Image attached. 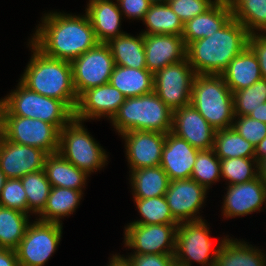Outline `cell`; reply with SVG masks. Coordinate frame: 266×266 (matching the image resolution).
<instances>
[{
    "mask_svg": "<svg viewBox=\"0 0 266 266\" xmlns=\"http://www.w3.org/2000/svg\"><path fill=\"white\" fill-rule=\"evenodd\" d=\"M0 206L15 209L28 214L26 192L21 179H7L0 192Z\"/></svg>",
    "mask_w": 266,
    "mask_h": 266,
    "instance_id": "ab89813d",
    "label": "cell"
},
{
    "mask_svg": "<svg viewBox=\"0 0 266 266\" xmlns=\"http://www.w3.org/2000/svg\"><path fill=\"white\" fill-rule=\"evenodd\" d=\"M0 266H19L16 250L0 248Z\"/></svg>",
    "mask_w": 266,
    "mask_h": 266,
    "instance_id": "bcb514c9",
    "label": "cell"
},
{
    "mask_svg": "<svg viewBox=\"0 0 266 266\" xmlns=\"http://www.w3.org/2000/svg\"><path fill=\"white\" fill-rule=\"evenodd\" d=\"M173 111L153 91L128 97L110 120L118 135L128 131L168 133L172 130Z\"/></svg>",
    "mask_w": 266,
    "mask_h": 266,
    "instance_id": "277c9868",
    "label": "cell"
},
{
    "mask_svg": "<svg viewBox=\"0 0 266 266\" xmlns=\"http://www.w3.org/2000/svg\"><path fill=\"white\" fill-rule=\"evenodd\" d=\"M221 177L227 185L249 182L258 177V161L255 158L220 159Z\"/></svg>",
    "mask_w": 266,
    "mask_h": 266,
    "instance_id": "8d00e7d4",
    "label": "cell"
},
{
    "mask_svg": "<svg viewBox=\"0 0 266 266\" xmlns=\"http://www.w3.org/2000/svg\"><path fill=\"white\" fill-rule=\"evenodd\" d=\"M248 116L252 119L266 123V102L259 104L258 108L254 109Z\"/></svg>",
    "mask_w": 266,
    "mask_h": 266,
    "instance_id": "7dc6e473",
    "label": "cell"
},
{
    "mask_svg": "<svg viewBox=\"0 0 266 266\" xmlns=\"http://www.w3.org/2000/svg\"><path fill=\"white\" fill-rule=\"evenodd\" d=\"M171 132L198 150L213 149L216 130L191 104L173 111Z\"/></svg>",
    "mask_w": 266,
    "mask_h": 266,
    "instance_id": "ac0fdd59",
    "label": "cell"
},
{
    "mask_svg": "<svg viewBox=\"0 0 266 266\" xmlns=\"http://www.w3.org/2000/svg\"><path fill=\"white\" fill-rule=\"evenodd\" d=\"M122 15L129 19L142 20L150 9L149 0H116Z\"/></svg>",
    "mask_w": 266,
    "mask_h": 266,
    "instance_id": "7bdbcfd3",
    "label": "cell"
},
{
    "mask_svg": "<svg viewBox=\"0 0 266 266\" xmlns=\"http://www.w3.org/2000/svg\"><path fill=\"white\" fill-rule=\"evenodd\" d=\"M20 179L26 192L28 214H40L46 206L52 188L45 171L28 173Z\"/></svg>",
    "mask_w": 266,
    "mask_h": 266,
    "instance_id": "e575fe53",
    "label": "cell"
},
{
    "mask_svg": "<svg viewBox=\"0 0 266 266\" xmlns=\"http://www.w3.org/2000/svg\"><path fill=\"white\" fill-rule=\"evenodd\" d=\"M7 180L5 174L0 170V192L5 184V181Z\"/></svg>",
    "mask_w": 266,
    "mask_h": 266,
    "instance_id": "816d5d0a",
    "label": "cell"
},
{
    "mask_svg": "<svg viewBox=\"0 0 266 266\" xmlns=\"http://www.w3.org/2000/svg\"><path fill=\"white\" fill-rule=\"evenodd\" d=\"M0 116L39 119L61 130L74 119V111L65 102L36 93L19 81L16 90L0 99Z\"/></svg>",
    "mask_w": 266,
    "mask_h": 266,
    "instance_id": "5b68a950",
    "label": "cell"
},
{
    "mask_svg": "<svg viewBox=\"0 0 266 266\" xmlns=\"http://www.w3.org/2000/svg\"><path fill=\"white\" fill-rule=\"evenodd\" d=\"M47 155L39 148L16 144L3 137L0 144V170L7 179H20L28 173L43 170Z\"/></svg>",
    "mask_w": 266,
    "mask_h": 266,
    "instance_id": "e0dca14e",
    "label": "cell"
},
{
    "mask_svg": "<svg viewBox=\"0 0 266 266\" xmlns=\"http://www.w3.org/2000/svg\"><path fill=\"white\" fill-rule=\"evenodd\" d=\"M129 172L134 199H148L166 194L171 180L160 165Z\"/></svg>",
    "mask_w": 266,
    "mask_h": 266,
    "instance_id": "83f0119b",
    "label": "cell"
},
{
    "mask_svg": "<svg viewBox=\"0 0 266 266\" xmlns=\"http://www.w3.org/2000/svg\"><path fill=\"white\" fill-rule=\"evenodd\" d=\"M207 190L193 179L170 181L164 195L173 217L180 222L203 220L197 214L205 203Z\"/></svg>",
    "mask_w": 266,
    "mask_h": 266,
    "instance_id": "5bb4252c",
    "label": "cell"
},
{
    "mask_svg": "<svg viewBox=\"0 0 266 266\" xmlns=\"http://www.w3.org/2000/svg\"><path fill=\"white\" fill-rule=\"evenodd\" d=\"M107 266H133L130 260L124 255L115 254L109 259V264Z\"/></svg>",
    "mask_w": 266,
    "mask_h": 266,
    "instance_id": "c3c4849f",
    "label": "cell"
},
{
    "mask_svg": "<svg viewBox=\"0 0 266 266\" xmlns=\"http://www.w3.org/2000/svg\"><path fill=\"white\" fill-rule=\"evenodd\" d=\"M73 85L77 96L84 91L109 83L115 67L107 43H97L93 48L71 61Z\"/></svg>",
    "mask_w": 266,
    "mask_h": 266,
    "instance_id": "8fae6325",
    "label": "cell"
},
{
    "mask_svg": "<svg viewBox=\"0 0 266 266\" xmlns=\"http://www.w3.org/2000/svg\"><path fill=\"white\" fill-rule=\"evenodd\" d=\"M107 45L111 50L115 65L147 69L142 33L135 37L128 33H123L111 39Z\"/></svg>",
    "mask_w": 266,
    "mask_h": 266,
    "instance_id": "f1b7e54d",
    "label": "cell"
},
{
    "mask_svg": "<svg viewBox=\"0 0 266 266\" xmlns=\"http://www.w3.org/2000/svg\"><path fill=\"white\" fill-rule=\"evenodd\" d=\"M33 54L20 82L36 93L65 102L73 111L78 96L73 85L71 62L51 58L28 42Z\"/></svg>",
    "mask_w": 266,
    "mask_h": 266,
    "instance_id": "3957f363",
    "label": "cell"
},
{
    "mask_svg": "<svg viewBox=\"0 0 266 266\" xmlns=\"http://www.w3.org/2000/svg\"><path fill=\"white\" fill-rule=\"evenodd\" d=\"M178 224H128L124 244L133 254H175Z\"/></svg>",
    "mask_w": 266,
    "mask_h": 266,
    "instance_id": "4fadbf2b",
    "label": "cell"
},
{
    "mask_svg": "<svg viewBox=\"0 0 266 266\" xmlns=\"http://www.w3.org/2000/svg\"><path fill=\"white\" fill-rule=\"evenodd\" d=\"M133 266H174V255L166 254H130L127 257Z\"/></svg>",
    "mask_w": 266,
    "mask_h": 266,
    "instance_id": "ee69618b",
    "label": "cell"
},
{
    "mask_svg": "<svg viewBox=\"0 0 266 266\" xmlns=\"http://www.w3.org/2000/svg\"><path fill=\"white\" fill-rule=\"evenodd\" d=\"M213 150L220 159L255 158V146L233 127L215 132Z\"/></svg>",
    "mask_w": 266,
    "mask_h": 266,
    "instance_id": "836d02e7",
    "label": "cell"
},
{
    "mask_svg": "<svg viewBox=\"0 0 266 266\" xmlns=\"http://www.w3.org/2000/svg\"><path fill=\"white\" fill-rule=\"evenodd\" d=\"M228 1L232 17L243 24L249 34H266V0Z\"/></svg>",
    "mask_w": 266,
    "mask_h": 266,
    "instance_id": "d6a6232c",
    "label": "cell"
},
{
    "mask_svg": "<svg viewBox=\"0 0 266 266\" xmlns=\"http://www.w3.org/2000/svg\"><path fill=\"white\" fill-rule=\"evenodd\" d=\"M82 194L84 193L74 189L52 187L46 206L38 215V220L63 224L61 219L75 212L83 198Z\"/></svg>",
    "mask_w": 266,
    "mask_h": 266,
    "instance_id": "f546056e",
    "label": "cell"
},
{
    "mask_svg": "<svg viewBox=\"0 0 266 266\" xmlns=\"http://www.w3.org/2000/svg\"><path fill=\"white\" fill-rule=\"evenodd\" d=\"M85 11L98 43H108L111 39L125 33L120 29L122 13L118 4L112 0H89Z\"/></svg>",
    "mask_w": 266,
    "mask_h": 266,
    "instance_id": "603a6c76",
    "label": "cell"
},
{
    "mask_svg": "<svg viewBox=\"0 0 266 266\" xmlns=\"http://www.w3.org/2000/svg\"><path fill=\"white\" fill-rule=\"evenodd\" d=\"M73 119L60 130L58 152L88 175L105 167L108 154L82 125Z\"/></svg>",
    "mask_w": 266,
    "mask_h": 266,
    "instance_id": "52a82bcc",
    "label": "cell"
},
{
    "mask_svg": "<svg viewBox=\"0 0 266 266\" xmlns=\"http://www.w3.org/2000/svg\"><path fill=\"white\" fill-rule=\"evenodd\" d=\"M232 18V10L228 0H217L204 13L184 23L182 37L186 47L198 39L212 36Z\"/></svg>",
    "mask_w": 266,
    "mask_h": 266,
    "instance_id": "7402d4cb",
    "label": "cell"
},
{
    "mask_svg": "<svg viewBox=\"0 0 266 266\" xmlns=\"http://www.w3.org/2000/svg\"><path fill=\"white\" fill-rule=\"evenodd\" d=\"M248 46L257 56L262 77L266 79V34H249Z\"/></svg>",
    "mask_w": 266,
    "mask_h": 266,
    "instance_id": "f6af8a7d",
    "label": "cell"
},
{
    "mask_svg": "<svg viewBox=\"0 0 266 266\" xmlns=\"http://www.w3.org/2000/svg\"><path fill=\"white\" fill-rule=\"evenodd\" d=\"M140 220L129 224H179L173 217L164 195L148 199H134Z\"/></svg>",
    "mask_w": 266,
    "mask_h": 266,
    "instance_id": "d590c367",
    "label": "cell"
},
{
    "mask_svg": "<svg viewBox=\"0 0 266 266\" xmlns=\"http://www.w3.org/2000/svg\"><path fill=\"white\" fill-rule=\"evenodd\" d=\"M62 224L30 222L16 248L19 266H44L58 248L62 238Z\"/></svg>",
    "mask_w": 266,
    "mask_h": 266,
    "instance_id": "30bf717a",
    "label": "cell"
},
{
    "mask_svg": "<svg viewBox=\"0 0 266 266\" xmlns=\"http://www.w3.org/2000/svg\"><path fill=\"white\" fill-rule=\"evenodd\" d=\"M232 127L254 146L266 137V123L249 116H235Z\"/></svg>",
    "mask_w": 266,
    "mask_h": 266,
    "instance_id": "60d3db41",
    "label": "cell"
},
{
    "mask_svg": "<svg viewBox=\"0 0 266 266\" xmlns=\"http://www.w3.org/2000/svg\"><path fill=\"white\" fill-rule=\"evenodd\" d=\"M46 177L52 187H63L83 192L88 175L67 161L59 152L48 154L44 168Z\"/></svg>",
    "mask_w": 266,
    "mask_h": 266,
    "instance_id": "d4e9b609",
    "label": "cell"
},
{
    "mask_svg": "<svg viewBox=\"0 0 266 266\" xmlns=\"http://www.w3.org/2000/svg\"><path fill=\"white\" fill-rule=\"evenodd\" d=\"M266 102V79L261 78L251 86L233 92L234 116H248L259 104Z\"/></svg>",
    "mask_w": 266,
    "mask_h": 266,
    "instance_id": "f35d334b",
    "label": "cell"
},
{
    "mask_svg": "<svg viewBox=\"0 0 266 266\" xmlns=\"http://www.w3.org/2000/svg\"><path fill=\"white\" fill-rule=\"evenodd\" d=\"M30 214L0 206V248L16 250L29 225Z\"/></svg>",
    "mask_w": 266,
    "mask_h": 266,
    "instance_id": "1f68e13d",
    "label": "cell"
},
{
    "mask_svg": "<svg viewBox=\"0 0 266 266\" xmlns=\"http://www.w3.org/2000/svg\"><path fill=\"white\" fill-rule=\"evenodd\" d=\"M125 140L126 158L130 171L159 166L166 134L153 131H128Z\"/></svg>",
    "mask_w": 266,
    "mask_h": 266,
    "instance_id": "2e32d148",
    "label": "cell"
},
{
    "mask_svg": "<svg viewBox=\"0 0 266 266\" xmlns=\"http://www.w3.org/2000/svg\"><path fill=\"white\" fill-rule=\"evenodd\" d=\"M205 219L180 222L177 225L174 259L179 266H191L192 261L202 266H214L221 242L212 249V240Z\"/></svg>",
    "mask_w": 266,
    "mask_h": 266,
    "instance_id": "ba28073f",
    "label": "cell"
},
{
    "mask_svg": "<svg viewBox=\"0 0 266 266\" xmlns=\"http://www.w3.org/2000/svg\"><path fill=\"white\" fill-rule=\"evenodd\" d=\"M227 187L222 206L226 218L249 215L266 205V185L259 177Z\"/></svg>",
    "mask_w": 266,
    "mask_h": 266,
    "instance_id": "d6986e66",
    "label": "cell"
},
{
    "mask_svg": "<svg viewBox=\"0 0 266 266\" xmlns=\"http://www.w3.org/2000/svg\"><path fill=\"white\" fill-rule=\"evenodd\" d=\"M221 178L220 158L215 155L213 149L200 150L197 153L191 179L209 190L212 183Z\"/></svg>",
    "mask_w": 266,
    "mask_h": 266,
    "instance_id": "74e56055",
    "label": "cell"
},
{
    "mask_svg": "<svg viewBox=\"0 0 266 266\" xmlns=\"http://www.w3.org/2000/svg\"><path fill=\"white\" fill-rule=\"evenodd\" d=\"M246 28L233 17L213 35L191 42L186 58L196 74L221 75L247 45Z\"/></svg>",
    "mask_w": 266,
    "mask_h": 266,
    "instance_id": "7a4b0ae2",
    "label": "cell"
},
{
    "mask_svg": "<svg viewBox=\"0 0 266 266\" xmlns=\"http://www.w3.org/2000/svg\"><path fill=\"white\" fill-rule=\"evenodd\" d=\"M41 21L29 41L48 57L71 62L98 43L86 13L49 12Z\"/></svg>",
    "mask_w": 266,
    "mask_h": 266,
    "instance_id": "6da1fadb",
    "label": "cell"
},
{
    "mask_svg": "<svg viewBox=\"0 0 266 266\" xmlns=\"http://www.w3.org/2000/svg\"><path fill=\"white\" fill-rule=\"evenodd\" d=\"M3 136L16 144L39 148L47 154L59 150L60 130L53 124L20 116H0Z\"/></svg>",
    "mask_w": 266,
    "mask_h": 266,
    "instance_id": "9c48e42d",
    "label": "cell"
},
{
    "mask_svg": "<svg viewBox=\"0 0 266 266\" xmlns=\"http://www.w3.org/2000/svg\"><path fill=\"white\" fill-rule=\"evenodd\" d=\"M266 157V137L255 146V159L257 161Z\"/></svg>",
    "mask_w": 266,
    "mask_h": 266,
    "instance_id": "681fc988",
    "label": "cell"
},
{
    "mask_svg": "<svg viewBox=\"0 0 266 266\" xmlns=\"http://www.w3.org/2000/svg\"><path fill=\"white\" fill-rule=\"evenodd\" d=\"M262 251L227 235L220 244L214 266H266V253Z\"/></svg>",
    "mask_w": 266,
    "mask_h": 266,
    "instance_id": "484cf974",
    "label": "cell"
},
{
    "mask_svg": "<svg viewBox=\"0 0 266 266\" xmlns=\"http://www.w3.org/2000/svg\"><path fill=\"white\" fill-rule=\"evenodd\" d=\"M217 0H168L167 4L183 23L204 13Z\"/></svg>",
    "mask_w": 266,
    "mask_h": 266,
    "instance_id": "b9f144b4",
    "label": "cell"
},
{
    "mask_svg": "<svg viewBox=\"0 0 266 266\" xmlns=\"http://www.w3.org/2000/svg\"><path fill=\"white\" fill-rule=\"evenodd\" d=\"M109 83L126 98L138 97L154 91V74L147 69L115 65Z\"/></svg>",
    "mask_w": 266,
    "mask_h": 266,
    "instance_id": "4316f807",
    "label": "cell"
},
{
    "mask_svg": "<svg viewBox=\"0 0 266 266\" xmlns=\"http://www.w3.org/2000/svg\"><path fill=\"white\" fill-rule=\"evenodd\" d=\"M151 3H166L168 0H149Z\"/></svg>",
    "mask_w": 266,
    "mask_h": 266,
    "instance_id": "f5cc1de1",
    "label": "cell"
},
{
    "mask_svg": "<svg viewBox=\"0 0 266 266\" xmlns=\"http://www.w3.org/2000/svg\"><path fill=\"white\" fill-rule=\"evenodd\" d=\"M190 104L216 131L232 127L233 93L221 75L196 74Z\"/></svg>",
    "mask_w": 266,
    "mask_h": 266,
    "instance_id": "8992f818",
    "label": "cell"
},
{
    "mask_svg": "<svg viewBox=\"0 0 266 266\" xmlns=\"http://www.w3.org/2000/svg\"><path fill=\"white\" fill-rule=\"evenodd\" d=\"M258 177L266 185V157L258 161Z\"/></svg>",
    "mask_w": 266,
    "mask_h": 266,
    "instance_id": "f907efd6",
    "label": "cell"
},
{
    "mask_svg": "<svg viewBox=\"0 0 266 266\" xmlns=\"http://www.w3.org/2000/svg\"><path fill=\"white\" fill-rule=\"evenodd\" d=\"M3 130H2V127H1V124H0V144H1V142H2V140H3Z\"/></svg>",
    "mask_w": 266,
    "mask_h": 266,
    "instance_id": "db71d44e",
    "label": "cell"
},
{
    "mask_svg": "<svg viewBox=\"0 0 266 266\" xmlns=\"http://www.w3.org/2000/svg\"><path fill=\"white\" fill-rule=\"evenodd\" d=\"M195 76L187 58L167 65L154 74V92L171 111H175L190 104Z\"/></svg>",
    "mask_w": 266,
    "mask_h": 266,
    "instance_id": "7c38bea8",
    "label": "cell"
},
{
    "mask_svg": "<svg viewBox=\"0 0 266 266\" xmlns=\"http://www.w3.org/2000/svg\"><path fill=\"white\" fill-rule=\"evenodd\" d=\"M146 68L151 73L186 59V45L182 36L143 34Z\"/></svg>",
    "mask_w": 266,
    "mask_h": 266,
    "instance_id": "ffe728a7",
    "label": "cell"
},
{
    "mask_svg": "<svg viewBox=\"0 0 266 266\" xmlns=\"http://www.w3.org/2000/svg\"><path fill=\"white\" fill-rule=\"evenodd\" d=\"M142 34H168L182 36L184 23L166 3H152L146 13Z\"/></svg>",
    "mask_w": 266,
    "mask_h": 266,
    "instance_id": "4dcf8cb0",
    "label": "cell"
},
{
    "mask_svg": "<svg viewBox=\"0 0 266 266\" xmlns=\"http://www.w3.org/2000/svg\"><path fill=\"white\" fill-rule=\"evenodd\" d=\"M199 151L170 131L166 133L160 166L171 181L190 179Z\"/></svg>",
    "mask_w": 266,
    "mask_h": 266,
    "instance_id": "44dd1931",
    "label": "cell"
},
{
    "mask_svg": "<svg viewBox=\"0 0 266 266\" xmlns=\"http://www.w3.org/2000/svg\"><path fill=\"white\" fill-rule=\"evenodd\" d=\"M221 76L232 93L263 78L257 56L248 45L231 60Z\"/></svg>",
    "mask_w": 266,
    "mask_h": 266,
    "instance_id": "cb8c5ba5",
    "label": "cell"
},
{
    "mask_svg": "<svg viewBox=\"0 0 266 266\" xmlns=\"http://www.w3.org/2000/svg\"><path fill=\"white\" fill-rule=\"evenodd\" d=\"M126 97L110 83L84 91L77 101L74 119L79 121L108 117L111 120Z\"/></svg>",
    "mask_w": 266,
    "mask_h": 266,
    "instance_id": "9a60e30c",
    "label": "cell"
}]
</instances>
